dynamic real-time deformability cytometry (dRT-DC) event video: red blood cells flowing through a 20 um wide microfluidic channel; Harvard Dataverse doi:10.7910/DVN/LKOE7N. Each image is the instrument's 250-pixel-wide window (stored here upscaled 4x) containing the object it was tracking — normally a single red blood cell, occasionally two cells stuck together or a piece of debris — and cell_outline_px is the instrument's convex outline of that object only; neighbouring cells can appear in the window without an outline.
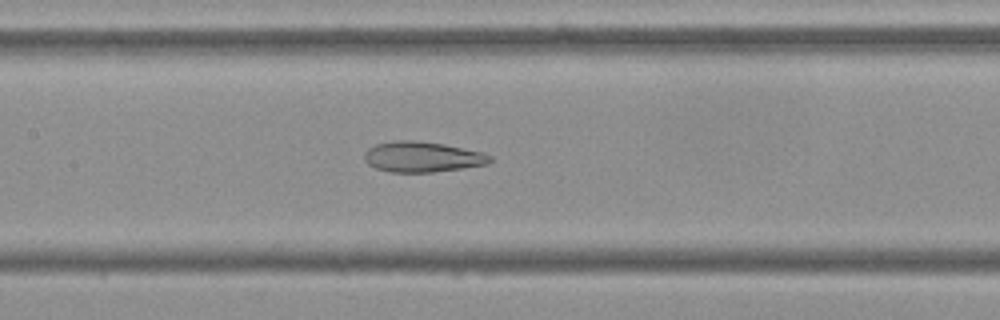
{"species": "Egyptian fruit bat (a non-hibernating species)", "species_latin": "Rousettus aegyptiacus", "temperature_condition": "cold", "stored_images_in_passage": 54, "camera_frame_rate_fps": 3000, "um_per_image_px": 0.085, "frame": {"image": 1, "passage_image": 25, "time_ms": 8.0, "image_size_px": [1000, 320], "cell_outline_px": [[492, 160], [488, 164], [432, 172], [392, 172], [376, 168], [368, 164], [364, 160], [364, 152], [368, 148], [376, 144], [396, 140], [412, 140], [444, 144], [484, 152], [492, 156]], "centroid_in_image_um": [35.89, 13.33], "position_along_channel_um": 171.5, "area_um2": 22.31}}
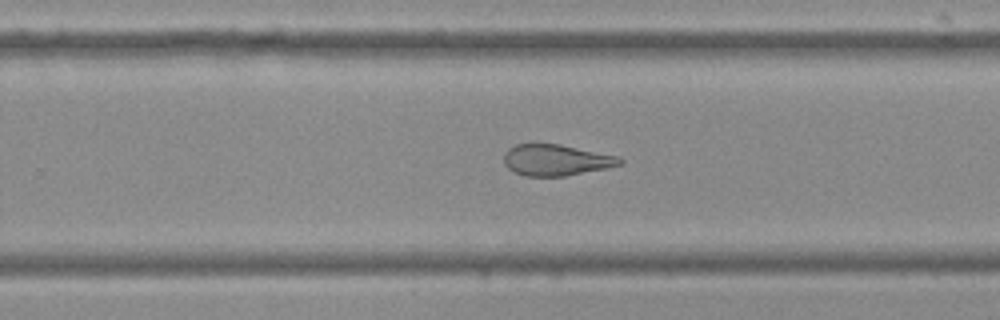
{"frame": {"image": 2, "passage_image": 34, "time_ms": 11.0, "image_size_px": [1000, 320], "cell_outline_px": [[624, 164], [608, 168], [564, 176], [524, 176], [512, 172], [504, 164], [504, 152], [508, 148], [516, 144], [560, 144], [616, 156], [624, 160]], "centroid_in_image_um": [47.24, 13.61], "position_along_channel_um": 282.6, "area_um2": 21.15}}
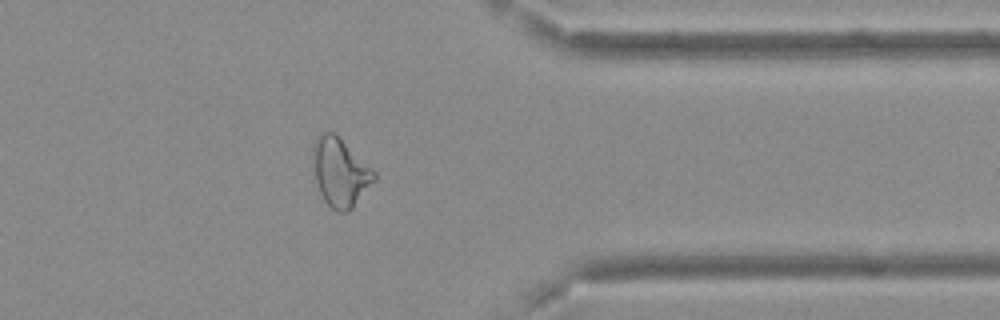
{"frame": {"image": 3, "passage_image": 43, "time_ms": 14.0, "image_size_px": [1000, 320], "cell_outline_px": [[376, 180], [352, 208], [348, 212], [336, 212], [324, 200], [320, 192], [316, 180], [312, 160], [312, 144], [320, 132], [324, 128], [336, 132], [376, 172]], "centroid_in_image_um": [28.9, 14.58], "position_along_channel_um": 382.5, "area_um2": 24.97}, "authors_computed_cell_mechanics": {"area_um2": 25.9811, "velocity_mm_per_s": 3.7143, "shape_relaxation_time_tau1_ms": null, "shape_relaxation_time_tau2_ms": 2.7291, "deformation_change_tau1": null, "deformation_change_tau2": 0.1148}}